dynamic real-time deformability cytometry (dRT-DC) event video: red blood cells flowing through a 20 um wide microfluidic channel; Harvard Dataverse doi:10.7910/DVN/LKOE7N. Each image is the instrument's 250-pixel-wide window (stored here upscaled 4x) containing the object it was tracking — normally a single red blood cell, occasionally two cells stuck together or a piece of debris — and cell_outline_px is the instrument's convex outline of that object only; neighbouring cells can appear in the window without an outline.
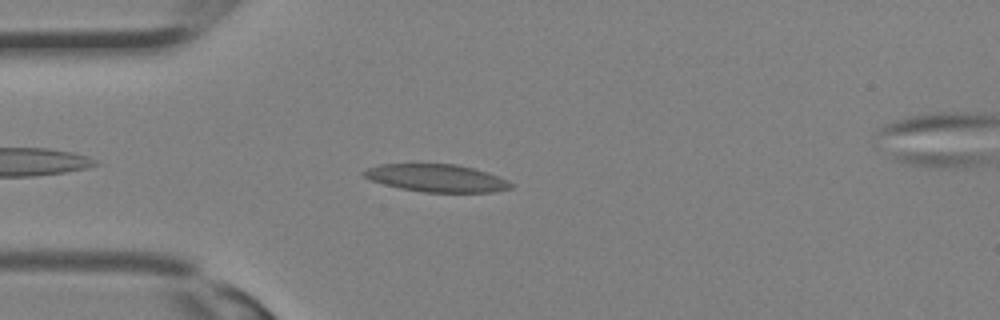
{"species": "Egyptian fruit bat (a non-hibernating species)", "species_latin": "Rousettus aegyptiacus", "temperature_condition": "room temperature", "stored_images_in_passage": 8, "camera_frame_rate_fps": 3000, "um_per_image_px": 0.085, "animal": {"sex": "female"}, "frame": {"image": 1, "passage_image": 3, "time_ms": 0.667, "image_size_px": [1000, 320], "cell_outline_px": [[512, 188], [492, 192], [424, 192], [400, 188], [384, 184], [372, 180], [364, 176], [360, 172], [368, 168], [380, 164], [456, 164], [488, 172], [500, 176], [508, 180], [512, 184]], "centroid_in_image_um": [37.13, 15.13], "position_along_channel_um": 47.9, "area_um2": 23.58}}
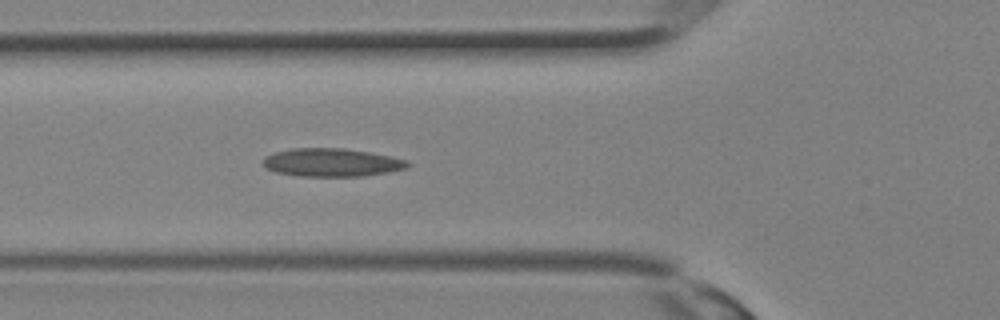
{"frame": {"image": 2, "passage_image": 6, "time_ms": 1.667, "image_size_px": [1000, 320], "cell_outline_px": [[412, 164], [408, 168], [388, 172], [364, 176], [300, 176], [276, 172], [268, 168], [264, 164], [264, 156], [276, 152], [292, 148], [344, 148], [392, 156], [408, 160]], "centroid_in_image_um": [28.26, 13.81], "position_along_channel_um": 97.5, "area_um2": 23.76}}
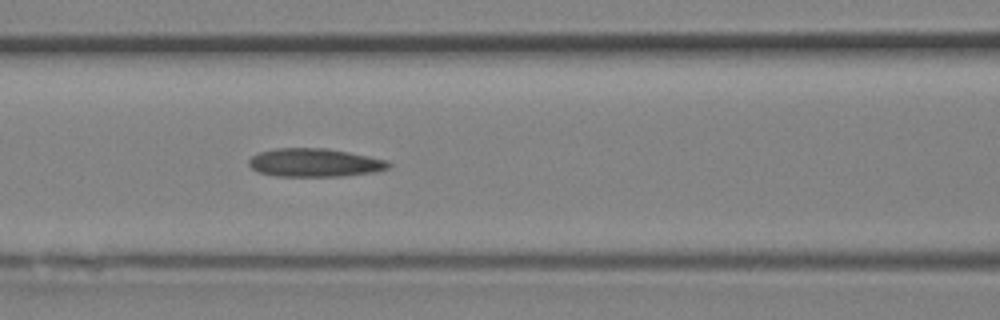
{"frame": {"image": 3, "passage_image": 8, "time_ms": 2.333, "image_size_px": [1000, 320], "cell_outline_px": [[392, 164], [388, 168], [376, 172], [344, 176], [276, 176], [256, 172], [248, 164], [248, 160], [252, 156], [260, 152], [276, 148], [328, 148], [388, 160]], "centroid_in_image_um": [26.75, 13.83], "position_along_channel_um": 139.9, "area_um2": 23.24}}